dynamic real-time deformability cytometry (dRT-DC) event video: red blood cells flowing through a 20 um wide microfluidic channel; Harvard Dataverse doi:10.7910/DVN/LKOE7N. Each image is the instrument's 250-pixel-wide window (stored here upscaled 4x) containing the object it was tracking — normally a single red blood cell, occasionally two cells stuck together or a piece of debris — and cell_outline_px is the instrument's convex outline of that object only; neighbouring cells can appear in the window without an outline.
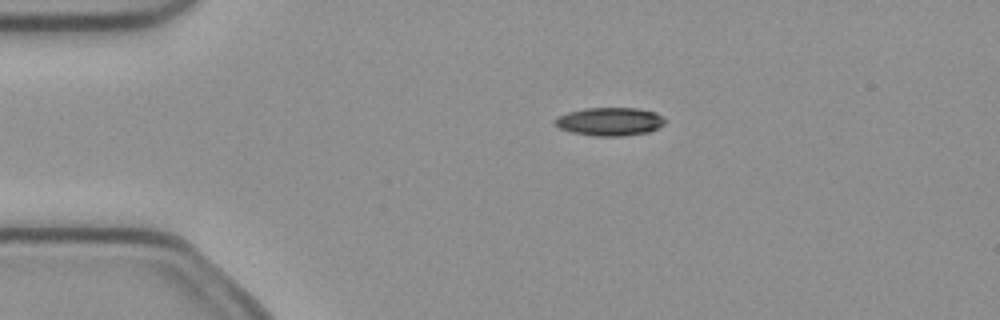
{"species": "common noctule bat (a hibernating species)", "species_latin": "Nyctalus noctula", "temperature_condition": "cold", "stored_images_in_passage": 4, "camera_frame_rate_fps": 3000, "um_per_image_px": 0.085, "animal": {"sex": "female", "body_mass_g": 21.9}, "frame": {"image": 1, "passage_image": 3, "time_ms": 0.667, "image_size_px": [1000, 320], "cell_outline_px": [[664, 124], [648, 132], [624, 136], [592, 136], [572, 132], [560, 128], [552, 120], [568, 112], [584, 108], [636, 108], [656, 112], [664, 120]], "centroid_in_image_um": [51.81, 10.33], "position_along_channel_um": 33.2, "area_um2": 17.98}}